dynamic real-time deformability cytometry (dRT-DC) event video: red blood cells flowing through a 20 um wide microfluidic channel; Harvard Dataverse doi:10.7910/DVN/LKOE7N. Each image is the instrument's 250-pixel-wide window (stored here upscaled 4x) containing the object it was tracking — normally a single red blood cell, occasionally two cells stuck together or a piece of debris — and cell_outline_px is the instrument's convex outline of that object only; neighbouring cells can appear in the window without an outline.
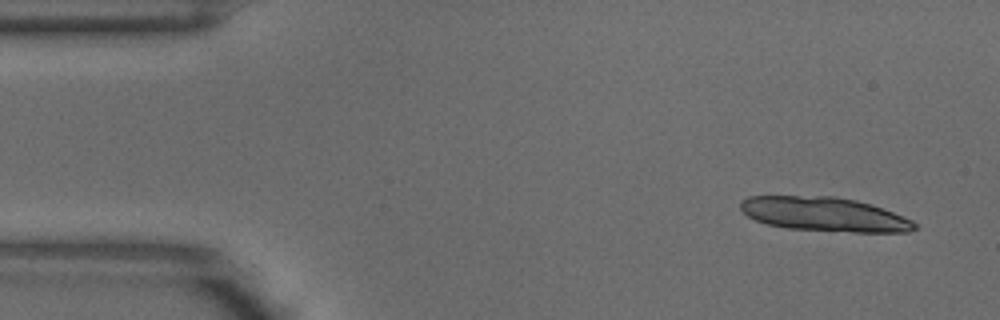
{"species": "common noctule bat (a hibernating species)", "species_latin": "Nyctalus noctula", "temperature_condition": "warm", "stored_images_in_passage": 4, "camera_frame_rate_fps": 3000, "um_per_image_px": 0.085, "animal": {"sex": "male", "body_mass_g": 18.8}, "frame": {"image": 1, "passage_image": 1, "time_ms": 0.0, "image_size_px": [1000, 320], "cell_outline_px": [[920, 228], [908, 232], [852, 232], [788, 228], [768, 224], [756, 220], [748, 216], [740, 208], [740, 200], [748, 196], [836, 196], [856, 200], [872, 204], [904, 216], [912, 220]], "centroid_in_image_um": [70.11, 18.2], "position_along_channel_um": 14.9, "area_um2": 34.8}}